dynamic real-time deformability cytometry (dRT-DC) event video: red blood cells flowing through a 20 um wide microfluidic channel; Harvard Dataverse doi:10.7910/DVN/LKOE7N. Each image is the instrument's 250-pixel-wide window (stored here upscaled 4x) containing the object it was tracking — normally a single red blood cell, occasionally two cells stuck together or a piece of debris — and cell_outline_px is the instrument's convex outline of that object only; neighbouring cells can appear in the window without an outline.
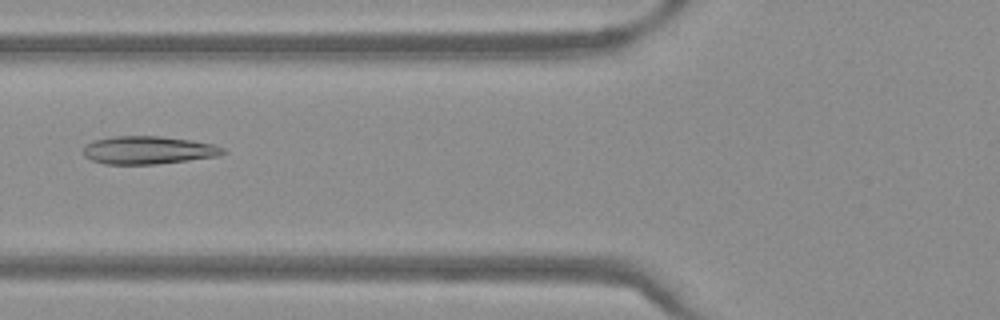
{"species": "Egyptian fruit bat (a non-hibernating species)", "species_latin": "Rousettus aegyptiacus", "temperature_condition": "warm", "stored_images_in_passage": 34, "camera_frame_rate_fps": 3000, "um_per_image_px": 0.085, "frame": {"image": 1, "passage_image": 4, "time_ms": 1.0, "image_size_px": [1000, 320], "cell_outline_px": [[224, 152], [220, 156], [156, 164], [104, 164], [92, 160], [84, 156], [84, 144], [96, 140], [112, 136], [160, 136], [192, 140], [212, 144], [224, 148]], "centroid_in_image_um": [12.59, 12.76], "position_along_channel_um": 113.2, "area_um2": 22.72}}
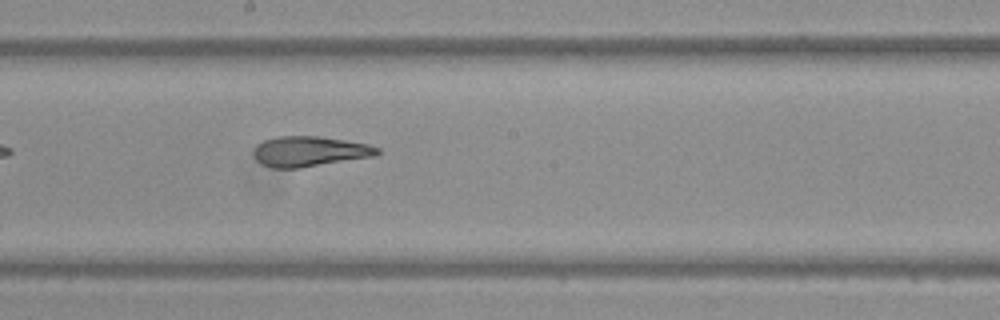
{"frame": {"image": 2, "passage_image": 12, "time_ms": 3.667, "image_size_px": [1000, 320], "cell_outline_px": [[380, 152], [376, 156], [300, 168], [272, 168], [260, 164], [256, 160], [252, 152], [264, 140], [276, 136], [320, 136], [368, 144], [380, 148]], "centroid_in_image_um": [26.32, 12.87], "position_along_channel_um": 221.9, "area_um2": 21.91}}
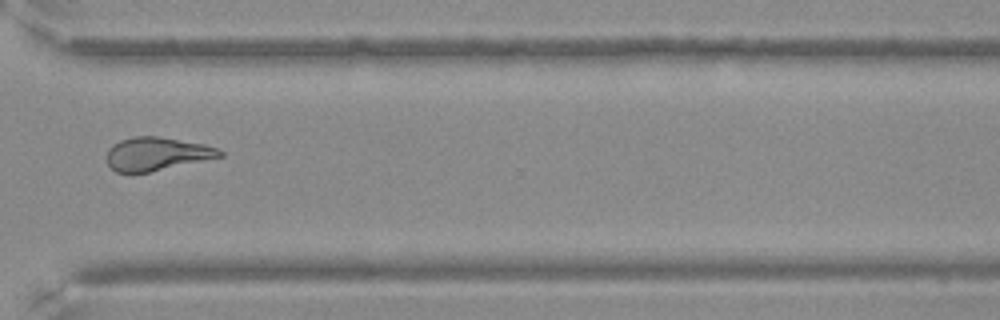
{"frame": {"image": 3, "passage_image": 22, "time_ms": 7.0, "image_size_px": [1000, 320], "cell_outline_px": [[224, 156], [148, 172], [116, 172], [108, 164], [104, 156], [108, 148], [112, 144], [120, 140], [132, 136], [160, 136], [204, 144], [216, 148], [224, 152]], "centroid_in_image_um": [13.28, 13.06], "position_along_channel_um": 357.3, "area_um2": 22.02}}